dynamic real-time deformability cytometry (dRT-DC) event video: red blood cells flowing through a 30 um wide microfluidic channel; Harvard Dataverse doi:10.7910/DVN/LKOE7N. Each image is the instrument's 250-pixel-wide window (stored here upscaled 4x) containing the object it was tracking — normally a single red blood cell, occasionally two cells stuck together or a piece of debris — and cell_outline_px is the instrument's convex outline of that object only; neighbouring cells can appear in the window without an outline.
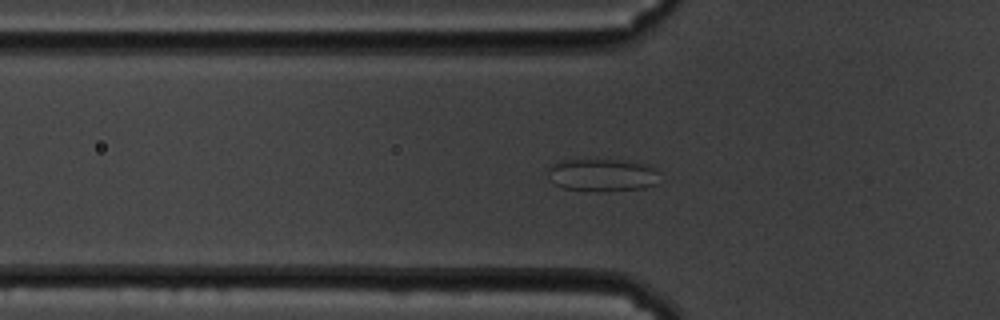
{"species": "common noctule bat (a hibernating species)", "species_latin": "Nyctalus noctula", "temperature_condition": "cold", "stored_images_in_passage": 60, "camera_frame_rate_fps": 3000, "um_per_image_px": 0.085, "animal": {"sex": "male", "body_mass_g": 19.5, "forearm_length_mm": 54.6}, "frame": {"image": 1, "passage_image": 20, "time_ms": 6.333, "image_size_px": [1000, 320], "cell_outline_px": [[656, 184], [644, 188], [588, 192], [564, 188], [552, 184], [548, 180], [548, 168], [556, 160], [624, 160], [648, 164], [656, 168]], "centroid_in_image_um": [51.11, 14.88], "position_along_channel_um": 74.7, "area_um2": 21.56}}
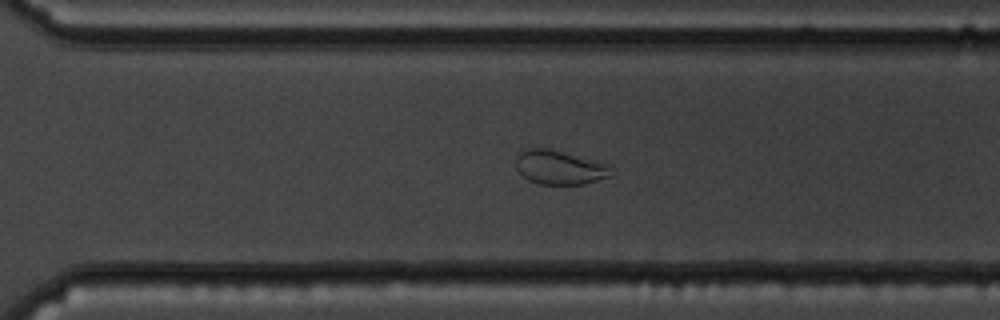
{"frame": {"image": 2, "passage_image": 42, "time_ms": 13.667, "image_size_px": [1000, 320], "cell_outline_px": [[616, 172], [612, 176], [584, 184], [540, 184], [528, 180], [520, 172], [516, 164], [516, 160], [520, 152], [528, 148], [548, 148], [608, 164]], "centroid_in_image_um": [47.62, 14.24], "position_along_channel_um": 323.0, "area_um2": 18.84}}
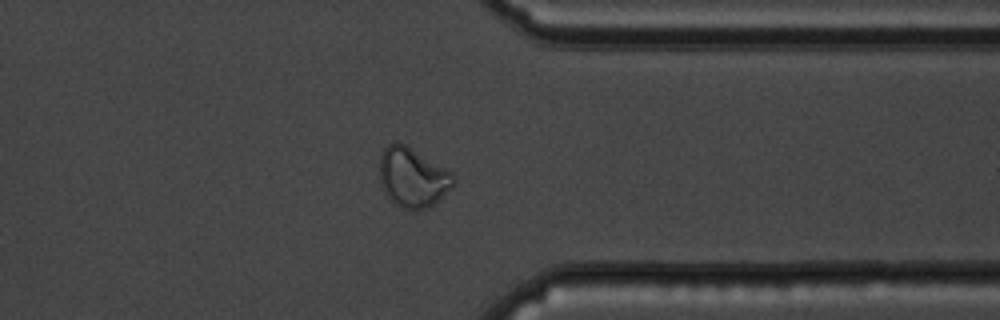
{"frame": {"image": 3, "passage_image": 47, "time_ms": 15.333, "image_size_px": [1000, 320], "cell_outline_px": [[456, 180], [432, 204], [424, 208], [404, 208], [396, 204], [388, 196], [380, 184], [380, 156], [384, 148], [388, 144], [404, 144], [452, 172]], "centroid_in_image_um": [35.04, 15.05], "position_along_channel_um": 376.4, "area_um2": 24.57}, "authors_computed_cell_mechanics": {"area_um2": 25.3164, "velocity_mm_per_s": 3.3847, "shape_relaxation_time_tau1_ms": null, "shape_relaxation_time_tau2_ms": 1.0105, "deformation_change_tau1": null, "deformation_change_tau2": 0.0692}}